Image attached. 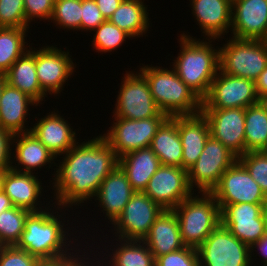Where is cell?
<instances>
[{
	"instance_id": "d6a6232c",
	"label": "cell",
	"mask_w": 267,
	"mask_h": 266,
	"mask_svg": "<svg viewBox=\"0 0 267 266\" xmlns=\"http://www.w3.org/2000/svg\"><path fill=\"white\" fill-rule=\"evenodd\" d=\"M245 153L267 149V112L256 105L245 109Z\"/></svg>"
},
{
	"instance_id": "9a60e30c",
	"label": "cell",
	"mask_w": 267,
	"mask_h": 266,
	"mask_svg": "<svg viewBox=\"0 0 267 266\" xmlns=\"http://www.w3.org/2000/svg\"><path fill=\"white\" fill-rule=\"evenodd\" d=\"M211 194L218 204H262L267 199L261 187L239 160L222 174Z\"/></svg>"
},
{
	"instance_id": "d6986e66",
	"label": "cell",
	"mask_w": 267,
	"mask_h": 266,
	"mask_svg": "<svg viewBox=\"0 0 267 266\" xmlns=\"http://www.w3.org/2000/svg\"><path fill=\"white\" fill-rule=\"evenodd\" d=\"M192 14L206 39H224L231 30L232 4L227 0H189ZM223 36V37H222Z\"/></svg>"
},
{
	"instance_id": "603a6c76",
	"label": "cell",
	"mask_w": 267,
	"mask_h": 266,
	"mask_svg": "<svg viewBox=\"0 0 267 266\" xmlns=\"http://www.w3.org/2000/svg\"><path fill=\"white\" fill-rule=\"evenodd\" d=\"M41 182L36 174L9 169L4 179L3 191L10 197L15 207L23 208L30 212H41L51 204L50 201L46 203V206L45 203H43L44 205L41 204L40 197L43 195V184Z\"/></svg>"
},
{
	"instance_id": "7a4b0ae2",
	"label": "cell",
	"mask_w": 267,
	"mask_h": 266,
	"mask_svg": "<svg viewBox=\"0 0 267 266\" xmlns=\"http://www.w3.org/2000/svg\"><path fill=\"white\" fill-rule=\"evenodd\" d=\"M51 205H54V207ZM51 205L44 211L31 212L28 215L25 220L24 231L16 245L18 248L24 249L39 260L65 256L75 251L78 244L82 242L79 241L78 238L75 239L72 237L71 239L73 233H69V231L72 228H65L68 224L70 225V222L69 220L66 221L65 218L63 219L62 215L59 213V211H63V208H60L55 203ZM52 207L55 208L56 211L53 210ZM60 218H62L63 221ZM66 222L69 223L65 224ZM71 244H74L75 247Z\"/></svg>"
},
{
	"instance_id": "681fc988",
	"label": "cell",
	"mask_w": 267,
	"mask_h": 266,
	"mask_svg": "<svg viewBox=\"0 0 267 266\" xmlns=\"http://www.w3.org/2000/svg\"><path fill=\"white\" fill-rule=\"evenodd\" d=\"M14 207L10 197L2 190L0 192V214Z\"/></svg>"
},
{
	"instance_id": "f1b7e54d",
	"label": "cell",
	"mask_w": 267,
	"mask_h": 266,
	"mask_svg": "<svg viewBox=\"0 0 267 266\" xmlns=\"http://www.w3.org/2000/svg\"><path fill=\"white\" fill-rule=\"evenodd\" d=\"M115 239L116 245L112 246L113 249L105 250V245V253L101 249L102 253L98 252V257L105 260V266H155L154 256L143 241ZM109 250H112V253Z\"/></svg>"
},
{
	"instance_id": "ab89813d",
	"label": "cell",
	"mask_w": 267,
	"mask_h": 266,
	"mask_svg": "<svg viewBox=\"0 0 267 266\" xmlns=\"http://www.w3.org/2000/svg\"><path fill=\"white\" fill-rule=\"evenodd\" d=\"M39 259L24 249L13 246H0V266H37Z\"/></svg>"
},
{
	"instance_id": "4316f807",
	"label": "cell",
	"mask_w": 267,
	"mask_h": 266,
	"mask_svg": "<svg viewBox=\"0 0 267 266\" xmlns=\"http://www.w3.org/2000/svg\"><path fill=\"white\" fill-rule=\"evenodd\" d=\"M118 165L125 172L133 190L144 192L149 180L161 166V163L149 146L122 155L118 158Z\"/></svg>"
},
{
	"instance_id": "4fadbf2b",
	"label": "cell",
	"mask_w": 267,
	"mask_h": 266,
	"mask_svg": "<svg viewBox=\"0 0 267 266\" xmlns=\"http://www.w3.org/2000/svg\"><path fill=\"white\" fill-rule=\"evenodd\" d=\"M35 49V63L41 89L48 95H59L74 74L75 66L69 51L55 45ZM69 78V79H68Z\"/></svg>"
},
{
	"instance_id": "83f0119b",
	"label": "cell",
	"mask_w": 267,
	"mask_h": 266,
	"mask_svg": "<svg viewBox=\"0 0 267 266\" xmlns=\"http://www.w3.org/2000/svg\"><path fill=\"white\" fill-rule=\"evenodd\" d=\"M6 82L24 92L38 104H44L47 94L41 89L38 81L33 47L19 57L5 73ZM42 101H44L42 103Z\"/></svg>"
},
{
	"instance_id": "2e32d148",
	"label": "cell",
	"mask_w": 267,
	"mask_h": 266,
	"mask_svg": "<svg viewBox=\"0 0 267 266\" xmlns=\"http://www.w3.org/2000/svg\"><path fill=\"white\" fill-rule=\"evenodd\" d=\"M221 224L240 241L251 247L266 235L262 204H218Z\"/></svg>"
},
{
	"instance_id": "f5cc1de1",
	"label": "cell",
	"mask_w": 267,
	"mask_h": 266,
	"mask_svg": "<svg viewBox=\"0 0 267 266\" xmlns=\"http://www.w3.org/2000/svg\"><path fill=\"white\" fill-rule=\"evenodd\" d=\"M7 170H0V192L3 190V185H4V179L6 176Z\"/></svg>"
},
{
	"instance_id": "8fae6325",
	"label": "cell",
	"mask_w": 267,
	"mask_h": 266,
	"mask_svg": "<svg viewBox=\"0 0 267 266\" xmlns=\"http://www.w3.org/2000/svg\"><path fill=\"white\" fill-rule=\"evenodd\" d=\"M162 211L144 192H135L110 230L118 239L143 241Z\"/></svg>"
},
{
	"instance_id": "cb8c5ba5",
	"label": "cell",
	"mask_w": 267,
	"mask_h": 266,
	"mask_svg": "<svg viewBox=\"0 0 267 266\" xmlns=\"http://www.w3.org/2000/svg\"><path fill=\"white\" fill-rule=\"evenodd\" d=\"M34 105L39 104L6 82L0 99V127L12 135L30 132L31 127L29 126L28 129L26 122H28L27 116L30 115L29 106Z\"/></svg>"
},
{
	"instance_id": "5b68a950",
	"label": "cell",
	"mask_w": 267,
	"mask_h": 266,
	"mask_svg": "<svg viewBox=\"0 0 267 266\" xmlns=\"http://www.w3.org/2000/svg\"><path fill=\"white\" fill-rule=\"evenodd\" d=\"M199 194L193 193L173 209L183 244L196 249L221 224V209L215 197L211 193Z\"/></svg>"
},
{
	"instance_id": "ac0fdd59",
	"label": "cell",
	"mask_w": 267,
	"mask_h": 266,
	"mask_svg": "<svg viewBox=\"0 0 267 266\" xmlns=\"http://www.w3.org/2000/svg\"><path fill=\"white\" fill-rule=\"evenodd\" d=\"M231 35L264 40L267 36V0H236L232 4Z\"/></svg>"
},
{
	"instance_id": "b9f144b4",
	"label": "cell",
	"mask_w": 267,
	"mask_h": 266,
	"mask_svg": "<svg viewBox=\"0 0 267 266\" xmlns=\"http://www.w3.org/2000/svg\"><path fill=\"white\" fill-rule=\"evenodd\" d=\"M106 19L103 17L95 0H82L81 32H92Z\"/></svg>"
},
{
	"instance_id": "5bb4252c",
	"label": "cell",
	"mask_w": 267,
	"mask_h": 266,
	"mask_svg": "<svg viewBox=\"0 0 267 266\" xmlns=\"http://www.w3.org/2000/svg\"><path fill=\"white\" fill-rule=\"evenodd\" d=\"M144 193L163 210H173L194 191L190 188L187 170L161 165L152 175Z\"/></svg>"
},
{
	"instance_id": "9c48e42d",
	"label": "cell",
	"mask_w": 267,
	"mask_h": 266,
	"mask_svg": "<svg viewBox=\"0 0 267 266\" xmlns=\"http://www.w3.org/2000/svg\"><path fill=\"white\" fill-rule=\"evenodd\" d=\"M113 117L141 120L158 116L161 111L154 101L149 84L138 71H126L121 79Z\"/></svg>"
},
{
	"instance_id": "bcb514c9",
	"label": "cell",
	"mask_w": 267,
	"mask_h": 266,
	"mask_svg": "<svg viewBox=\"0 0 267 266\" xmlns=\"http://www.w3.org/2000/svg\"><path fill=\"white\" fill-rule=\"evenodd\" d=\"M103 17L108 20L123 0H95Z\"/></svg>"
},
{
	"instance_id": "277c9868",
	"label": "cell",
	"mask_w": 267,
	"mask_h": 266,
	"mask_svg": "<svg viewBox=\"0 0 267 266\" xmlns=\"http://www.w3.org/2000/svg\"><path fill=\"white\" fill-rule=\"evenodd\" d=\"M139 72L147 80L151 95L162 113L168 117L195 115L201 112L202 100L170 67L142 64Z\"/></svg>"
},
{
	"instance_id": "d4e9b609",
	"label": "cell",
	"mask_w": 267,
	"mask_h": 266,
	"mask_svg": "<svg viewBox=\"0 0 267 266\" xmlns=\"http://www.w3.org/2000/svg\"><path fill=\"white\" fill-rule=\"evenodd\" d=\"M177 127L182 142V168L189 170L197 161L211 135L207 118L202 112L177 116Z\"/></svg>"
},
{
	"instance_id": "d590c367",
	"label": "cell",
	"mask_w": 267,
	"mask_h": 266,
	"mask_svg": "<svg viewBox=\"0 0 267 266\" xmlns=\"http://www.w3.org/2000/svg\"><path fill=\"white\" fill-rule=\"evenodd\" d=\"M95 33L93 35L92 47L95 48L96 52H112V50H117L118 47L122 46L126 39H131L132 37L121 30L115 24H112L109 20L104 21L96 29L93 30Z\"/></svg>"
},
{
	"instance_id": "836d02e7",
	"label": "cell",
	"mask_w": 267,
	"mask_h": 266,
	"mask_svg": "<svg viewBox=\"0 0 267 266\" xmlns=\"http://www.w3.org/2000/svg\"><path fill=\"white\" fill-rule=\"evenodd\" d=\"M30 213L26 209L14 206L0 214V246L17 245Z\"/></svg>"
},
{
	"instance_id": "f6af8a7d",
	"label": "cell",
	"mask_w": 267,
	"mask_h": 266,
	"mask_svg": "<svg viewBox=\"0 0 267 266\" xmlns=\"http://www.w3.org/2000/svg\"><path fill=\"white\" fill-rule=\"evenodd\" d=\"M259 253L257 254H260L258 255L260 257V260H261V265L262 266H267V233L265 236H263L258 242L254 243L251 247H250V250H251V264L253 265L255 262H254V259L255 258H252V257H255L257 256V254L255 255L254 252L257 250ZM253 253V254H252Z\"/></svg>"
},
{
	"instance_id": "30bf717a",
	"label": "cell",
	"mask_w": 267,
	"mask_h": 266,
	"mask_svg": "<svg viewBox=\"0 0 267 266\" xmlns=\"http://www.w3.org/2000/svg\"><path fill=\"white\" fill-rule=\"evenodd\" d=\"M200 266H252L251 250L220 224L197 248Z\"/></svg>"
},
{
	"instance_id": "e575fe53",
	"label": "cell",
	"mask_w": 267,
	"mask_h": 266,
	"mask_svg": "<svg viewBox=\"0 0 267 266\" xmlns=\"http://www.w3.org/2000/svg\"><path fill=\"white\" fill-rule=\"evenodd\" d=\"M82 0H55L52 16L58 28L81 30Z\"/></svg>"
},
{
	"instance_id": "ee69618b",
	"label": "cell",
	"mask_w": 267,
	"mask_h": 266,
	"mask_svg": "<svg viewBox=\"0 0 267 266\" xmlns=\"http://www.w3.org/2000/svg\"><path fill=\"white\" fill-rule=\"evenodd\" d=\"M78 244L77 248H75V252H71L65 256L58 257V258H53V259H45V260H39L37 266H71L80 256L83 254L82 252L87 251V246L86 250L82 248V246ZM84 251H83V250ZM78 251V252H77ZM81 251V252H80Z\"/></svg>"
},
{
	"instance_id": "3957f363",
	"label": "cell",
	"mask_w": 267,
	"mask_h": 266,
	"mask_svg": "<svg viewBox=\"0 0 267 266\" xmlns=\"http://www.w3.org/2000/svg\"><path fill=\"white\" fill-rule=\"evenodd\" d=\"M178 37L181 49L175 60H172V67L179 78L202 100L220 69L219 47H213L212 44L216 39L204 37L201 40L186 32Z\"/></svg>"
},
{
	"instance_id": "484cf974",
	"label": "cell",
	"mask_w": 267,
	"mask_h": 266,
	"mask_svg": "<svg viewBox=\"0 0 267 266\" xmlns=\"http://www.w3.org/2000/svg\"><path fill=\"white\" fill-rule=\"evenodd\" d=\"M154 259L179 250L185 245L181 239L180 225L173 210H163L143 239Z\"/></svg>"
},
{
	"instance_id": "e0dca14e",
	"label": "cell",
	"mask_w": 267,
	"mask_h": 266,
	"mask_svg": "<svg viewBox=\"0 0 267 266\" xmlns=\"http://www.w3.org/2000/svg\"><path fill=\"white\" fill-rule=\"evenodd\" d=\"M207 118L211 136L237 157L245 154V108L201 109Z\"/></svg>"
},
{
	"instance_id": "7402d4cb",
	"label": "cell",
	"mask_w": 267,
	"mask_h": 266,
	"mask_svg": "<svg viewBox=\"0 0 267 266\" xmlns=\"http://www.w3.org/2000/svg\"><path fill=\"white\" fill-rule=\"evenodd\" d=\"M12 147L15 149H12L11 169L15 171L35 174L36 169L40 170L47 164L48 169L52 167V164L53 167L57 166L54 162L57 158L31 131L13 135Z\"/></svg>"
},
{
	"instance_id": "44dd1931",
	"label": "cell",
	"mask_w": 267,
	"mask_h": 266,
	"mask_svg": "<svg viewBox=\"0 0 267 266\" xmlns=\"http://www.w3.org/2000/svg\"><path fill=\"white\" fill-rule=\"evenodd\" d=\"M134 193L125 172L117 165L102 181L94 200L98 201L97 205L102 207L100 210L105 214V220H109L111 225Z\"/></svg>"
},
{
	"instance_id": "6da1fadb",
	"label": "cell",
	"mask_w": 267,
	"mask_h": 266,
	"mask_svg": "<svg viewBox=\"0 0 267 266\" xmlns=\"http://www.w3.org/2000/svg\"><path fill=\"white\" fill-rule=\"evenodd\" d=\"M50 182L54 203L66 210L92 201L105 177L118 165V157L100 135L77 142L62 155ZM59 164V166H58ZM53 181V182H52ZM68 207V208H67Z\"/></svg>"
},
{
	"instance_id": "1f68e13d",
	"label": "cell",
	"mask_w": 267,
	"mask_h": 266,
	"mask_svg": "<svg viewBox=\"0 0 267 266\" xmlns=\"http://www.w3.org/2000/svg\"><path fill=\"white\" fill-rule=\"evenodd\" d=\"M28 30L29 28L0 27V73L5 74L30 47L29 41L25 39Z\"/></svg>"
},
{
	"instance_id": "11a10c76",
	"label": "cell",
	"mask_w": 267,
	"mask_h": 266,
	"mask_svg": "<svg viewBox=\"0 0 267 266\" xmlns=\"http://www.w3.org/2000/svg\"><path fill=\"white\" fill-rule=\"evenodd\" d=\"M227 1L233 4L236 0H227Z\"/></svg>"
},
{
	"instance_id": "60d3db41",
	"label": "cell",
	"mask_w": 267,
	"mask_h": 266,
	"mask_svg": "<svg viewBox=\"0 0 267 266\" xmlns=\"http://www.w3.org/2000/svg\"><path fill=\"white\" fill-rule=\"evenodd\" d=\"M26 22L30 25L36 20L50 22L55 0H23Z\"/></svg>"
},
{
	"instance_id": "8d00e7d4",
	"label": "cell",
	"mask_w": 267,
	"mask_h": 266,
	"mask_svg": "<svg viewBox=\"0 0 267 266\" xmlns=\"http://www.w3.org/2000/svg\"><path fill=\"white\" fill-rule=\"evenodd\" d=\"M267 197V152L250 151L238 157Z\"/></svg>"
},
{
	"instance_id": "ffe728a7",
	"label": "cell",
	"mask_w": 267,
	"mask_h": 266,
	"mask_svg": "<svg viewBox=\"0 0 267 266\" xmlns=\"http://www.w3.org/2000/svg\"><path fill=\"white\" fill-rule=\"evenodd\" d=\"M59 111L47 113L43 118H37V123L31 127V132L56 157H60L70 150L77 141L76 131L72 124L58 114Z\"/></svg>"
},
{
	"instance_id": "ba28073f",
	"label": "cell",
	"mask_w": 267,
	"mask_h": 266,
	"mask_svg": "<svg viewBox=\"0 0 267 266\" xmlns=\"http://www.w3.org/2000/svg\"><path fill=\"white\" fill-rule=\"evenodd\" d=\"M237 160L233 152L210 135L196 163L188 170L190 188L197 194L211 193L222 174Z\"/></svg>"
},
{
	"instance_id": "7c38bea8",
	"label": "cell",
	"mask_w": 267,
	"mask_h": 266,
	"mask_svg": "<svg viewBox=\"0 0 267 266\" xmlns=\"http://www.w3.org/2000/svg\"><path fill=\"white\" fill-rule=\"evenodd\" d=\"M256 96L255 81L228 75L219 69L208 94L202 99L201 109H246L255 105Z\"/></svg>"
},
{
	"instance_id": "4dcf8cb0",
	"label": "cell",
	"mask_w": 267,
	"mask_h": 266,
	"mask_svg": "<svg viewBox=\"0 0 267 266\" xmlns=\"http://www.w3.org/2000/svg\"><path fill=\"white\" fill-rule=\"evenodd\" d=\"M146 6L144 0H123L108 20L132 38L146 36L152 24L148 15L150 10Z\"/></svg>"
},
{
	"instance_id": "db71d44e",
	"label": "cell",
	"mask_w": 267,
	"mask_h": 266,
	"mask_svg": "<svg viewBox=\"0 0 267 266\" xmlns=\"http://www.w3.org/2000/svg\"><path fill=\"white\" fill-rule=\"evenodd\" d=\"M5 83H6L5 74L0 73V99H1V93H2V90H3V86L5 85Z\"/></svg>"
},
{
	"instance_id": "c3c4849f",
	"label": "cell",
	"mask_w": 267,
	"mask_h": 266,
	"mask_svg": "<svg viewBox=\"0 0 267 266\" xmlns=\"http://www.w3.org/2000/svg\"><path fill=\"white\" fill-rule=\"evenodd\" d=\"M255 87L257 93L267 94V67L260 73L255 80Z\"/></svg>"
},
{
	"instance_id": "7bdbcfd3",
	"label": "cell",
	"mask_w": 267,
	"mask_h": 266,
	"mask_svg": "<svg viewBox=\"0 0 267 266\" xmlns=\"http://www.w3.org/2000/svg\"><path fill=\"white\" fill-rule=\"evenodd\" d=\"M13 135L0 127V170L11 169Z\"/></svg>"
},
{
	"instance_id": "8992f818",
	"label": "cell",
	"mask_w": 267,
	"mask_h": 266,
	"mask_svg": "<svg viewBox=\"0 0 267 266\" xmlns=\"http://www.w3.org/2000/svg\"><path fill=\"white\" fill-rule=\"evenodd\" d=\"M219 64L228 75L255 81L267 67V45L264 40L229 38L219 46Z\"/></svg>"
},
{
	"instance_id": "74e56055",
	"label": "cell",
	"mask_w": 267,
	"mask_h": 266,
	"mask_svg": "<svg viewBox=\"0 0 267 266\" xmlns=\"http://www.w3.org/2000/svg\"><path fill=\"white\" fill-rule=\"evenodd\" d=\"M0 27L30 28L23 0H0Z\"/></svg>"
},
{
	"instance_id": "9f6ffc18",
	"label": "cell",
	"mask_w": 267,
	"mask_h": 266,
	"mask_svg": "<svg viewBox=\"0 0 267 266\" xmlns=\"http://www.w3.org/2000/svg\"><path fill=\"white\" fill-rule=\"evenodd\" d=\"M264 42L267 45V36L265 37Z\"/></svg>"
},
{
	"instance_id": "52a82bcc",
	"label": "cell",
	"mask_w": 267,
	"mask_h": 266,
	"mask_svg": "<svg viewBox=\"0 0 267 266\" xmlns=\"http://www.w3.org/2000/svg\"><path fill=\"white\" fill-rule=\"evenodd\" d=\"M167 118L162 112L156 117L141 120L114 117L109 130L101 136L119 158L130 151L149 147L158 128Z\"/></svg>"
},
{
	"instance_id": "f546056e",
	"label": "cell",
	"mask_w": 267,
	"mask_h": 266,
	"mask_svg": "<svg viewBox=\"0 0 267 266\" xmlns=\"http://www.w3.org/2000/svg\"><path fill=\"white\" fill-rule=\"evenodd\" d=\"M161 165L182 167V142L177 127V116L168 117L158 128L150 145Z\"/></svg>"
},
{
	"instance_id": "816d5d0a",
	"label": "cell",
	"mask_w": 267,
	"mask_h": 266,
	"mask_svg": "<svg viewBox=\"0 0 267 266\" xmlns=\"http://www.w3.org/2000/svg\"><path fill=\"white\" fill-rule=\"evenodd\" d=\"M262 218L265 225V231L267 233V199L262 203Z\"/></svg>"
},
{
	"instance_id": "f35d334b",
	"label": "cell",
	"mask_w": 267,
	"mask_h": 266,
	"mask_svg": "<svg viewBox=\"0 0 267 266\" xmlns=\"http://www.w3.org/2000/svg\"><path fill=\"white\" fill-rule=\"evenodd\" d=\"M155 266H200L197 249L189 246L161 255L155 259Z\"/></svg>"
},
{
	"instance_id": "f907efd6",
	"label": "cell",
	"mask_w": 267,
	"mask_h": 266,
	"mask_svg": "<svg viewBox=\"0 0 267 266\" xmlns=\"http://www.w3.org/2000/svg\"><path fill=\"white\" fill-rule=\"evenodd\" d=\"M255 105L267 112V94L266 93H257Z\"/></svg>"
},
{
	"instance_id": "7dc6e473",
	"label": "cell",
	"mask_w": 267,
	"mask_h": 266,
	"mask_svg": "<svg viewBox=\"0 0 267 266\" xmlns=\"http://www.w3.org/2000/svg\"><path fill=\"white\" fill-rule=\"evenodd\" d=\"M90 250V251H89ZM92 250V251H91ZM88 251L90 252V255H88ZM93 248L92 249H88L87 252H83V254L71 265V266H104V260L103 259H99L97 258L98 255V251L96 250L95 252H93ZM93 252V254H92ZM86 253V254H85ZM95 253H97L96 255H94ZM91 254L93 256H91ZM88 256V257H87ZM96 256V257H95ZM87 257V258H86ZM90 257H93V259H91ZM98 260V261H96ZM95 261V262H94Z\"/></svg>"
}]
</instances>
